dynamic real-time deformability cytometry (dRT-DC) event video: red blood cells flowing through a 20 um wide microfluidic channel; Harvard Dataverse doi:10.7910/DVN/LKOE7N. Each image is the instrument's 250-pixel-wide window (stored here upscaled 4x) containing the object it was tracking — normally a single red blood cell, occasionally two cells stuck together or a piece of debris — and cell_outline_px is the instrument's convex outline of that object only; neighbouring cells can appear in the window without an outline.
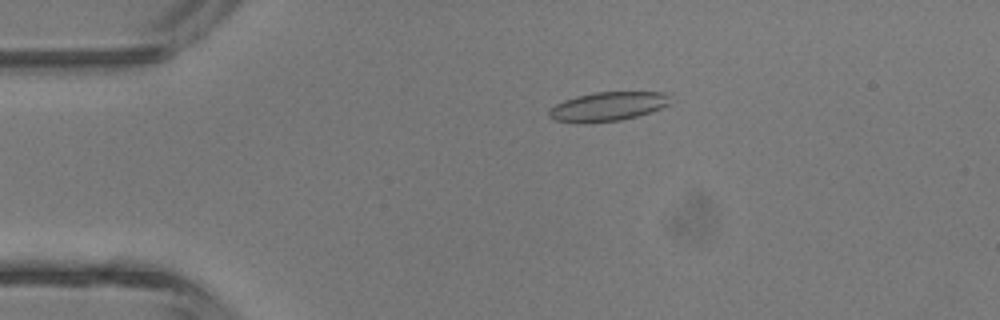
{"species": "common noctule bat (a hibernating species)", "species_latin": "Nyctalus noctula", "temperature_condition": "room temperature", "stored_images_in_passage": 4, "camera_frame_rate_fps": 3000, "um_per_image_px": 0.085, "animal": {"sex": "male", "body_mass_g": 13.3}, "frame": {"image": 1, "passage_image": 3, "time_ms": 2.333, "image_size_px": [1000, 320], "cell_outline_px": [[672, 104], [636, 116], [620, 120], [584, 124], [556, 120], [548, 116], [548, 112], [556, 104], [564, 100], [576, 96], [596, 92], [664, 92], [668, 96]], "centroid_in_image_um": [51.65, 9.05], "position_along_channel_um": 33.4, "area_um2": 20.46}}